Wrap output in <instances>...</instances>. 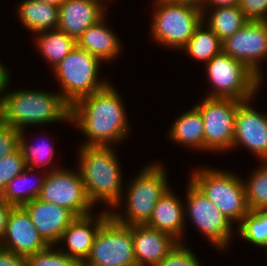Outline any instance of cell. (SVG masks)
<instances>
[{
	"mask_svg": "<svg viewBox=\"0 0 267 266\" xmlns=\"http://www.w3.org/2000/svg\"><path fill=\"white\" fill-rule=\"evenodd\" d=\"M26 168L25 159L20 148L0 158V193L7 184Z\"/></svg>",
	"mask_w": 267,
	"mask_h": 266,
	"instance_id": "cell-32",
	"label": "cell"
},
{
	"mask_svg": "<svg viewBox=\"0 0 267 266\" xmlns=\"http://www.w3.org/2000/svg\"><path fill=\"white\" fill-rule=\"evenodd\" d=\"M238 226L242 239L267 248V210L249 211Z\"/></svg>",
	"mask_w": 267,
	"mask_h": 266,
	"instance_id": "cell-29",
	"label": "cell"
},
{
	"mask_svg": "<svg viewBox=\"0 0 267 266\" xmlns=\"http://www.w3.org/2000/svg\"><path fill=\"white\" fill-rule=\"evenodd\" d=\"M173 3H181V4H188L194 7L199 8L202 13H204V2L205 0H167Z\"/></svg>",
	"mask_w": 267,
	"mask_h": 266,
	"instance_id": "cell-40",
	"label": "cell"
},
{
	"mask_svg": "<svg viewBox=\"0 0 267 266\" xmlns=\"http://www.w3.org/2000/svg\"><path fill=\"white\" fill-rule=\"evenodd\" d=\"M155 266H201L195 254L179 243L160 263Z\"/></svg>",
	"mask_w": 267,
	"mask_h": 266,
	"instance_id": "cell-33",
	"label": "cell"
},
{
	"mask_svg": "<svg viewBox=\"0 0 267 266\" xmlns=\"http://www.w3.org/2000/svg\"><path fill=\"white\" fill-rule=\"evenodd\" d=\"M222 52L243 62L263 81L260 64L267 59V22L247 21L222 41Z\"/></svg>",
	"mask_w": 267,
	"mask_h": 266,
	"instance_id": "cell-13",
	"label": "cell"
},
{
	"mask_svg": "<svg viewBox=\"0 0 267 266\" xmlns=\"http://www.w3.org/2000/svg\"><path fill=\"white\" fill-rule=\"evenodd\" d=\"M33 170L32 168L26 167L19 175L15 176L0 193V198L14 207H21L38 198L46 175L43 174V177L39 178L35 184L29 185L30 180L28 174L32 175Z\"/></svg>",
	"mask_w": 267,
	"mask_h": 266,
	"instance_id": "cell-25",
	"label": "cell"
},
{
	"mask_svg": "<svg viewBox=\"0 0 267 266\" xmlns=\"http://www.w3.org/2000/svg\"><path fill=\"white\" fill-rule=\"evenodd\" d=\"M48 245L58 244L66 228L77 218L69 209L36 198L22 206Z\"/></svg>",
	"mask_w": 267,
	"mask_h": 266,
	"instance_id": "cell-16",
	"label": "cell"
},
{
	"mask_svg": "<svg viewBox=\"0 0 267 266\" xmlns=\"http://www.w3.org/2000/svg\"><path fill=\"white\" fill-rule=\"evenodd\" d=\"M0 266H26V258L2 248L0 250Z\"/></svg>",
	"mask_w": 267,
	"mask_h": 266,
	"instance_id": "cell-36",
	"label": "cell"
},
{
	"mask_svg": "<svg viewBox=\"0 0 267 266\" xmlns=\"http://www.w3.org/2000/svg\"><path fill=\"white\" fill-rule=\"evenodd\" d=\"M36 46L52 69L57 66L77 45L76 39L59 29L35 35Z\"/></svg>",
	"mask_w": 267,
	"mask_h": 266,
	"instance_id": "cell-24",
	"label": "cell"
},
{
	"mask_svg": "<svg viewBox=\"0 0 267 266\" xmlns=\"http://www.w3.org/2000/svg\"><path fill=\"white\" fill-rule=\"evenodd\" d=\"M48 246L27 211L22 206L13 207L8 216L2 247L27 258Z\"/></svg>",
	"mask_w": 267,
	"mask_h": 266,
	"instance_id": "cell-15",
	"label": "cell"
},
{
	"mask_svg": "<svg viewBox=\"0 0 267 266\" xmlns=\"http://www.w3.org/2000/svg\"><path fill=\"white\" fill-rule=\"evenodd\" d=\"M171 126L168 135L172 141L193 149L204 150V124L202 115L195 106L180 115Z\"/></svg>",
	"mask_w": 267,
	"mask_h": 266,
	"instance_id": "cell-23",
	"label": "cell"
},
{
	"mask_svg": "<svg viewBox=\"0 0 267 266\" xmlns=\"http://www.w3.org/2000/svg\"><path fill=\"white\" fill-rule=\"evenodd\" d=\"M0 124H2V108H1V105H0Z\"/></svg>",
	"mask_w": 267,
	"mask_h": 266,
	"instance_id": "cell-42",
	"label": "cell"
},
{
	"mask_svg": "<svg viewBox=\"0 0 267 266\" xmlns=\"http://www.w3.org/2000/svg\"><path fill=\"white\" fill-rule=\"evenodd\" d=\"M0 105L2 123L20 131L31 125L71 121V106L60 93L19 89L4 94Z\"/></svg>",
	"mask_w": 267,
	"mask_h": 266,
	"instance_id": "cell-3",
	"label": "cell"
},
{
	"mask_svg": "<svg viewBox=\"0 0 267 266\" xmlns=\"http://www.w3.org/2000/svg\"><path fill=\"white\" fill-rule=\"evenodd\" d=\"M17 10L20 22L34 34L58 27L59 7L57 6L41 0H24L18 5Z\"/></svg>",
	"mask_w": 267,
	"mask_h": 266,
	"instance_id": "cell-22",
	"label": "cell"
},
{
	"mask_svg": "<svg viewBox=\"0 0 267 266\" xmlns=\"http://www.w3.org/2000/svg\"><path fill=\"white\" fill-rule=\"evenodd\" d=\"M57 246L49 245L26 258V266H84V262L62 253Z\"/></svg>",
	"mask_w": 267,
	"mask_h": 266,
	"instance_id": "cell-31",
	"label": "cell"
},
{
	"mask_svg": "<svg viewBox=\"0 0 267 266\" xmlns=\"http://www.w3.org/2000/svg\"><path fill=\"white\" fill-rule=\"evenodd\" d=\"M2 240L0 239V250L2 249Z\"/></svg>",
	"mask_w": 267,
	"mask_h": 266,
	"instance_id": "cell-43",
	"label": "cell"
},
{
	"mask_svg": "<svg viewBox=\"0 0 267 266\" xmlns=\"http://www.w3.org/2000/svg\"><path fill=\"white\" fill-rule=\"evenodd\" d=\"M182 50H185L192 58L207 63L222 52V41L202 21Z\"/></svg>",
	"mask_w": 267,
	"mask_h": 266,
	"instance_id": "cell-27",
	"label": "cell"
},
{
	"mask_svg": "<svg viewBox=\"0 0 267 266\" xmlns=\"http://www.w3.org/2000/svg\"><path fill=\"white\" fill-rule=\"evenodd\" d=\"M164 169L159 162L144 167L137 177L132 178L134 180L125 191V214H119L120 212H114L115 209H112L110 215L125 225L146 224L158 200L170 188Z\"/></svg>",
	"mask_w": 267,
	"mask_h": 266,
	"instance_id": "cell-4",
	"label": "cell"
},
{
	"mask_svg": "<svg viewBox=\"0 0 267 266\" xmlns=\"http://www.w3.org/2000/svg\"><path fill=\"white\" fill-rule=\"evenodd\" d=\"M179 197L168 189V191L158 200L147 226L152 227L160 232L167 233L183 243V233L185 232V208Z\"/></svg>",
	"mask_w": 267,
	"mask_h": 266,
	"instance_id": "cell-20",
	"label": "cell"
},
{
	"mask_svg": "<svg viewBox=\"0 0 267 266\" xmlns=\"http://www.w3.org/2000/svg\"><path fill=\"white\" fill-rule=\"evenodd\" d=\"M189 180L232 224H239L249 212L244 182L235 173L203 167L194 171Z\"/></svg>",
	"mask_w": 267,
	"mask_h": 266,
	"instance_id": "cell-5",
	"label": "cell"
},
{
	"mask_svg": "<svg viewBox=\"0 0 267 266\" xmlns=\"http://www.w3.org/2000/svg\"><path fill=\"white\" fill-rule=\"evenodd\" d=\"M213 91L208 98L246 101L257 95L261 79L243 62L221 52L205 64Z\"/></svg>",
	"mask_w": 267,
	"mask_h": 266,
	"instance_id": "cell-7",
	"label": "cell"
},
{
	"mask_svg": "<svg viewBox=\"0 0 267 266\" xmlns=\"http://www.w3.org/2000/svg\"><path fill=\"white\" fill-rule=\"evenodd\" d=\"M13 207H14L13 205L7 203L6 201L0 198V239L1 240L5 234L8 216Z\"/></svg>",
	"mask_w": 267,
	"mask_h": 266,
	"instance_id": "cell-37",
	"label": "cell"
},
{
	"mask_svg": "<svg viewBox=\"0 0 267 266\" xmlns=\"http://www.w3.org/2000/svg\"><path fill=\"white\" fill-rule=\"evenodd\" d=\"M20 130L6 124H0V158L19 148Z\"/></svg>",
	"mask_w": 267,
	"mask_h": 266,
	"instance_id": "cell-35",
	"label": "cell"
},
{
	"mask_svg": "<svg viewBox=\"0 0 267 266\" xmlns=\"http://www.w3.org/2000/svg\"><path fill=\"white\" fill-rule=\"evenodd\" d=\"M79 167L88 200L118 209L124 201L122 170L112 146H81L78 153Z\"/></svg>",
	"mask_w": 267,
	"mask_h": 266,
	"instance_id": "cell-2",
	"label": "cell"
},
{
	"mask_svg": "<svg viewBox=\"0 0 267 266\" xmlns=\"http://www.w3.org/2000/svg\"><path fill=\"white\" fill-rule=\"evenodd\" d=\"M240 0H205L204 2V13L207 12L208 10L207 7L213 6L212 8L215 7H233V6H238Z\"/></svg>",
	"mask_w": 267,
	"mask_h": 266,
	"instance_id": "cell-38",
	"label": "cell"
},
{
	"mask_svg": "<svg viewBox=\"0 0 267 266\" xmlns=\"http://www.w3.org/2000/svg\"><path fill=\"white\" fill-rule=\"evenodd\" d=\"M26 129L21 130L20 132V139H19V148L21 149L23 153V157L25 159L26 167L35 169L38 167H45L50 168L52 167V161L54 158V148L50 143L45 144H38V145H32L27 143V139H25V132ZM46 140V139H45Z\"/></svg>",
	"mask_w": 267,
	"mask_h": 266,
	"instance_id": "cell-30",
	"label": "cell"
},
{
	"mask_svg": "<svg viewBox=\"0 0 267 266\" xmlns=\"http://www.w3.org/2000/svg\"><path fill=\"white\" fill-rule=\"evenodd\" d=\"M238 7L247 21L267 22V0H240Z\"/></svg>",
	"mask_w": 267,
	"mask_h": 266,
	"instance_id": "cell-34",
	"label": "cell"
},
{
	"mask_svg": "<svg viewBox=\"0 0 267 266\" xmlns=\"http://www.w3.org/2000/svg\"><path fill=\"white\" fill-rule=\"evenodd\" d=\"M106 15L97 23L91 25L79 38L77 46L96 56L102 62L111 61L117 58L121 51V42L106 25Z\"/></svg>",
	"mask_w": 267,
	"mask_h": 266,
	"instance_id": "cell-21",
	"label": "cell"
},
{
	"mask_svg": "<svg viewBox=\"0 0 267 266\" xmlns=\"http://www.w3.org/2000/svg\"><path fill=\"white\" fill-rule=\"evenodd\" d=\"M47 4H51L57 7H60L65 0H41Z\"/></svg>",
	"mask_w": 267,
	"mask_h": 266,
	"instance_id": "cell-41",
	"label": "cell"
},
{
	"mask_svg": "<svg viewBox=\"0 0 267 266\" xmlns=\"http://www.w3.org/2000/svg\"><path fill=\"white\" fill-rule=\"evenodd\" d=\"M136 264L155 266L160 263L179 242L171 235L146 224L131 225Z\"/></svg>",
	"mask_w": 267,
	"mask_h": 266,
	"instance_id": "cell-17",
	"label": "cell"
},
{
	"mask_svg": "<svg viewBox=\"0 0 267 266\" xmlns=\"http://www.w3.org/2000/svg\"><path fill=\"white\" fill-rule=\"evenodd\" d=\"M238 101L232 148L243 145L257 159L267 160V114L255 110L250 101Z\"/></svg>",
	"mask_w": 267,
	"mask_h": 266,
	"instance_id": "cell-14",
	"label": "cell"
},
{
	"mask_svg": "<svg viewBox=\"0 0 267 266\" xmlns=\"http://www.w3.org/2000/svg\"><path fill=\"white\" fill-rule=\"evenodd\" d=\"M212 9L210 11L211 15H208V13L206 14V12L203 13V22L205 23V18L208 17L205 25H207L221 41L239 31L247 22V19L238 6L215 7Z\"/></svg>",
	"mask_w": 267,
	"mask_h": 266,
	"instance_id": "cell-26",
	"label": "cell"
},
{
	"mask_svg": "<svg viewBox=\"0 0 267 266\" xmlns=\"http://www.w3.org/2000/svg\"><path fill=\"white\" fill-rule=\"evenodd\" d=\"M119 93L108 83L71 106L70 122L87 137L85 146H113L128 136L129 121Z\"/></svg>",
	"mask_w": 267,
	"mask_h": 266,
	"instance_id": "cell-1",
	"label": "cell"
},
{
	"mask_svg": "<svg viewBox=\"0 0 267 266\" xmlns=\"http://www.w3.org/2000/svg\"><path fill=\"white\" fill-rule=\"evenodd\" d=\"M11 76L9 75L8 70L3 66L2 62L0 61V101L4 96V91H6L8 84L10 82Z\"/></svg>",
	"mask_w": 267,
	"mask_h": 266,
	"instance_id": "cell-39",
	"label": "cell"
},
{
	"mask_svg": "<svg viewBox=\"0 0 267 266\" xmlns=\"http://www.w3.org/2000/svg\"><path fill=\"white\" fill-rule=\"evenodd\" d=\"M152 38L171 49H183L203 21L202 11L188 4L156 0Z\"/></svg>",
	"mask_w": 267,
	"mask_h": 266,
	"instance_id": "cell-8",
	"label": "cell"
},
{
	"mask_svg": "<svg viewBox=\"0 0 267 266\" xmlns=\"http://www.w3.org/2000/svg\"><path fill=\"white\" fill-rule=\"evenodd\" d=\"M186 192L187 204L184 208L194 226L212 242L216 248L227 249L232 237V223L190 180ZM233 230V231H232Z\"/></svg>",
	"mask_w": 267,
	"mask_h": 266,
	"instance_id": "cell-12",
	"label": "cell"
},
{
	"mask_svg": "<svg viewBox=\"0 0 267 266\" xmlns=\"http://www.w3.org/2000/svg\"><path fill=\"white\" fill-rule=\"evenodd\" d=\"M99 0H65L59 7L57 29L77 40L91 25L105 16Z\"/></svg>",
	"mask_w": 267,
	"mask_h": 266,
	"instance_id": "cell-19",
	"label": "cell"
},
{
	"mask_svg": "<svg viewBox=\"0 0 267 266\" xmlns=\"http://www.w3.org/2000/svg\"><path fill=\"white\" fill-rule=\"evenodd\" d=\"M262 163L243 181L249 211L267 210V160Z\"/></svg>",
	"mask_w": 267,
	"mask_h": 266,
	"instance_id": "cell-28",
	"label": "cell"
},
{
	"mask_svg": "<svg viewBox=\"0 0 267 266\" xmlns=\"http://www.w3.org/2000/svg\"><path fill=\"white\" fill-rule=\"evenodd\" d=\"M102 61L77 45L57 65L53 74L61 85L63 99L72 106L79 99L104 88L109 82L97 77Z\"/></svg>",
	"mask_w": 267,
	"mask_h": 266,
	"instance_id": "cell-6",
	"label": "cell"
},
{
	"mask_svg": "<svg viewBox=\"0 0 267 266\" xmlns=\"http://www.w3.org/2000/svg\"><path fill=\"white\" fill-rule=\"evenodd\" d=\"M93 216L95 215L77 217L66 228L58 241V244L64 242L67 247V251L65 247L64 250L59 249L62 253L85 262L90 254L94 237L100 226L110 216V211L105 209L98 215V218Z\"/></svg>",
	"mask_w": 267,
	"mask_h": 266,
	"instance_id": "cell-18",
	"label": "cell"
},
{
	"mask_svg": "<svg viewBox=\"0 0 267 266\" xmlns=\"http://www.w3.org/2000/svg\"><path fill=\"white\" fill-rule=\"evenodd\" d=\"M198 104L195 107L200 111L204 124V150H230L233 145L238 101L205 97Z\"/></svg>",
	"mask_w": 267,
	"mask_h": 266,
	"instance_id": "cell-10",
	"label": "cell"
},
{
	"mask_svg": "<svg viewBox=\"0 0 267 266\" xmlns=\"http://www.w3.org/2000/svg\"><path fill=\"white\" fill-rule=\"evenodd\" d=\"M136 264L129 225L111 215L98 229L84 266H130Z\"/></svg>",
	"mask_w": 267,
	"mask_h": 266,
	"instance_id": "cell-9",
	"label": "cell"
},
{
	"mask_svg": "<svg viewBox=\"0 0 267 266\" xmlns=\"http://www.w3.org/2000/svg\"><path fill=\"white\" fill-rule=\"evenodd\" d=\"M38 199L69 209L76 217L90 215L93 209L88 200L79 170L51 169Z\"/></svg>",
	"mask_w": 267,
	"mask_h": 266,
	"instance_id": "cell-11",
	"label": "cell"
}]
</instances>
